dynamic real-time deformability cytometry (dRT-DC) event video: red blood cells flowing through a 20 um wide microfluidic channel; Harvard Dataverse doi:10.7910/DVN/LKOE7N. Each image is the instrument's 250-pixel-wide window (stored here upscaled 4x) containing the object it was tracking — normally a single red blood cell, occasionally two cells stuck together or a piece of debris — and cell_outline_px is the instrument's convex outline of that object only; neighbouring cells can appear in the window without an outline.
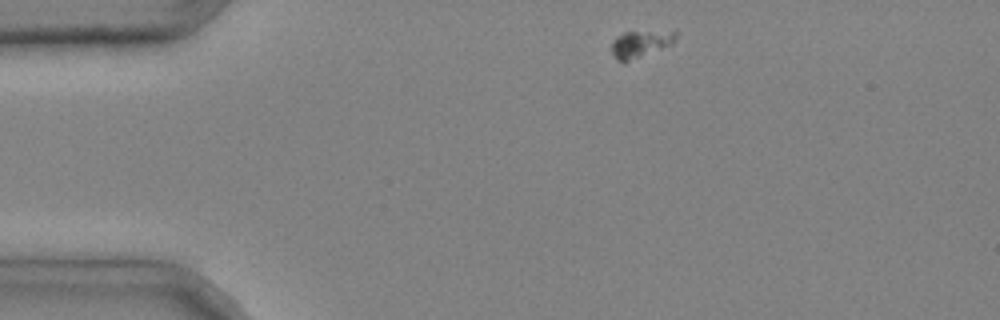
{"species": "common noctule bat (a hibernating species)", "species_latin": "Nyctalus noctula", "temperature_condition": "cold", "stored_images_in_passage": 4, "camera_frame_rate_fps": 3000, "um_per_image_px": 0.085, "animal": {"sex": "male", "body_mass_g": 20.4}, "frame": {"image": 1, "passage_image": 1, "time_ms": 0.0, "image_size_px": [1000, 320], "cell_outline_px": [[676, 40], [672, 44], [624, 64], [616, 60], [612, 52], [612, 40], [616, 36], [624, 32], [676, 32]], "centroid_in_image_um": [54.38, 3.78], "position_along_channel_um": 30.6, "area_um2": 10.06}}
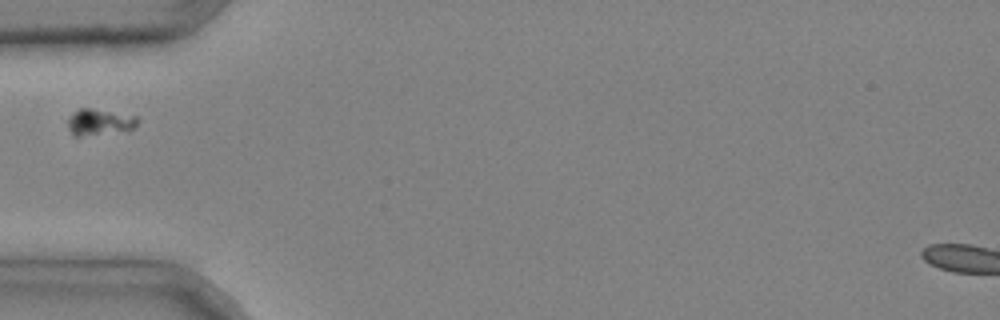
{"frame": {"image": 2, "passage_image": 3, "time_ms": 0.667, "image_size_px": [1000, 320], "cell_outline_px": [[140, 120], [132, 128], [80, 136], [72, 136], [68, 128], [68, 120], [80, 108], [92, 108], [140, 116]], "centroid_in_image_um": [8.47, 10.35], "position_along_channel_um": 76.5, "area_um2": 10.35}}